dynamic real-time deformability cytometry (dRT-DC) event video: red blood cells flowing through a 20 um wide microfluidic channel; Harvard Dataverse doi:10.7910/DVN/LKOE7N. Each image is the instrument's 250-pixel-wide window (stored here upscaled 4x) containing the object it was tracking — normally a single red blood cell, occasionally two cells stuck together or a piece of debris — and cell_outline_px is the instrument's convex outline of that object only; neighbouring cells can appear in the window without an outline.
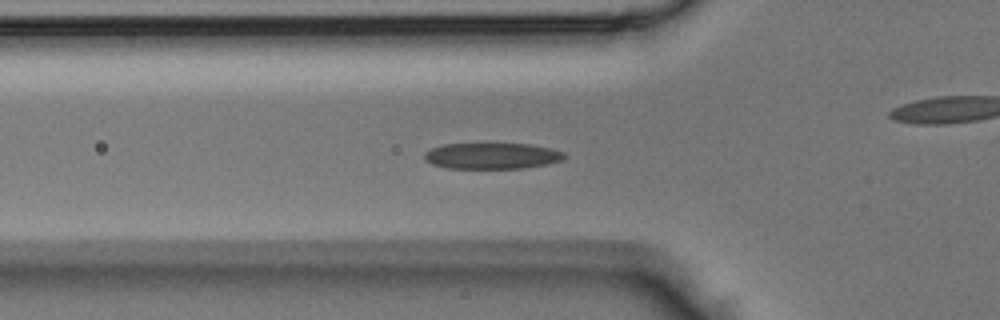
{"species": "Egyptian fruit bat (a non-hibernating species)", "species_latin": "Rousettus aegyptiacus", "temperature_condition": "room temperature", "stored_images_in_passage": 44, "camera_frame_rate_fps": 3000, "um_per_image_px": 0.085, "animal": {"sex": "male"}, "frame": {"image": 1, "passage_image": 14, "time_ms": 4.333, "image_size_px": [1000, 320], "cell_outline_px": [[564, 156], [560, 160], [544, 164], [520, 168], [448, 168], [432, 164], [424, 160], [424, 152], [432, 148], [444, 144], [528, 144], [552, 148], [564, 152]], "centroid_in_image_um": [41.76, 13.24], "position_along_channel_um": 84.0, "area_um2": 20.98}}
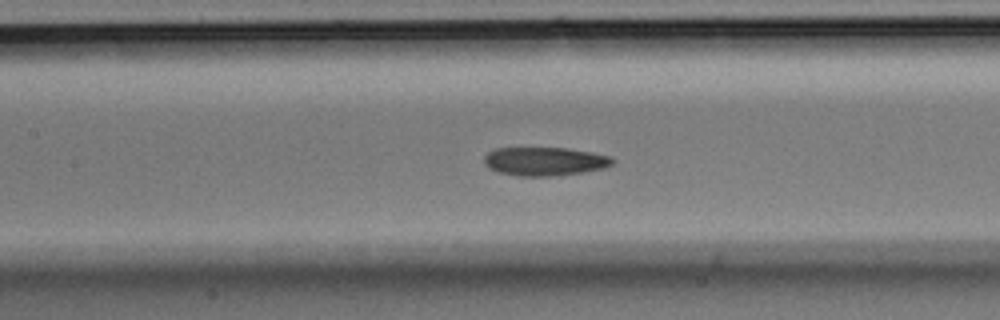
{"frame": {"image": 2, "passage_image": 19, "time_ms": 6.0, "image_size_px": [1000, 320], "cell_outline_px": [[616, 160], [612, 164], [604, 168], [584, 172], [556, 176], [516, 176], [500, 172], [488, 168], [484, 164], [484, 156], [488, 152], [496, 148], [568, 148], [592, 152], [612, 156]], "centroid_in_image_um": [46.32, 13.72], "position_along_channel_um": 161.1, "area_um2": 21.62}}
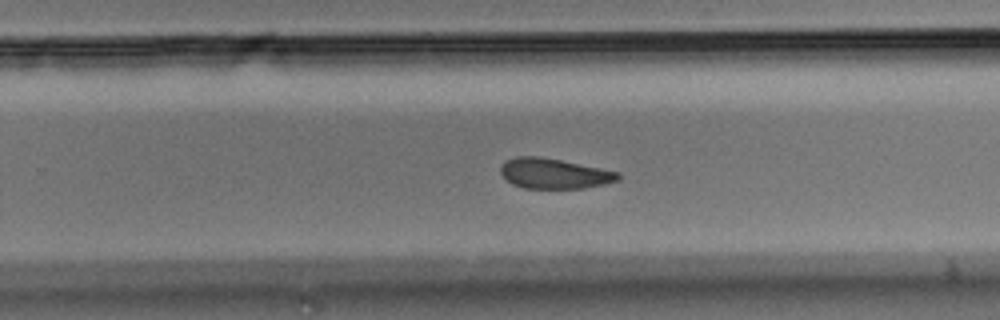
{"frame": {"image": 3, "passage_image": 27, "time_ms": 8.667, "image_size_px": [1000, 320], "cell_outline_px": [[620, 180], [604, 184], [584, 188], [524, 188], [512, 184], [500, 172], [500, 168], [504, 160], [516, 156], [536, 156], [560, 160], [620, 172]], "centroid_in_image_um": [47.09, 14.75], "position_along_channel_um": 282.7, "area_um2": 20.63}}